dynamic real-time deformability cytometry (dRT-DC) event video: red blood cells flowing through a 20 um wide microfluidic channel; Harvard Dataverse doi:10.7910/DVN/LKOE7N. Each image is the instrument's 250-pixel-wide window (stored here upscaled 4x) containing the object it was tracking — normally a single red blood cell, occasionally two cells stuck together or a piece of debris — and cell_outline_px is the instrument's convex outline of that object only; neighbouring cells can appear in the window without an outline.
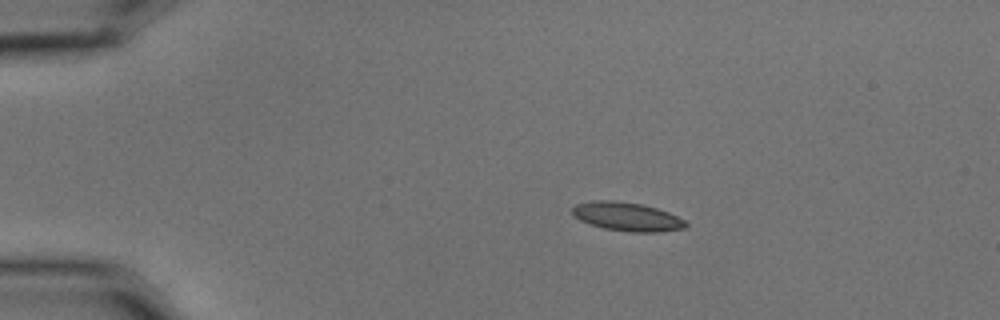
{"species": "common noctule bat (a hibernating species)", "species_latin": "Nyctalus noctula", "temperature_condition": "cold", "stored_images_in_passage": 4, "camera_frame_rate_fps": 3000, "um_per_image_px": 0.085, "animal": {"sex": "male", "body_mass_g": 15.6}, "frame": {"image": 1, "passage_image": 1, "time_ms": 0.0, "image_size_px": [1000, 320], "cell_outline_px": [[688, 224], [684, 228], [660, 232], [628, 232], [604, 228], [580, 220], [572, 216], [572, 208], [576, 204], [592, 200], [616, 200], [640, 204], [656, 208], [668, 212], [684, 220]], "centroid_in_image_um": [53.27, 18.41], "position_along_channel_um": 31.7, "area_um2": 18.96}}
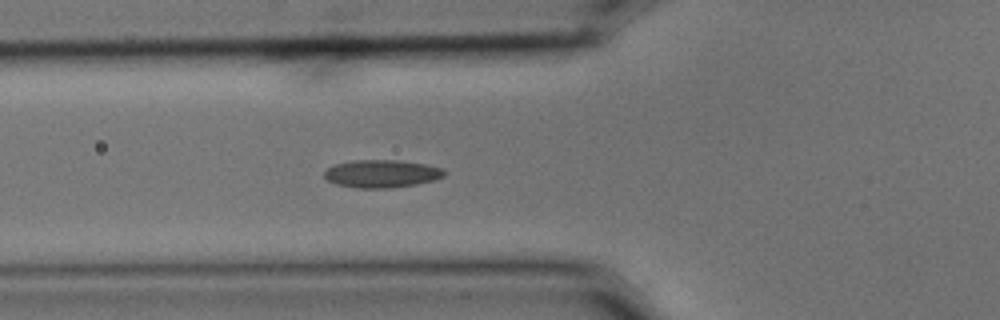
{"frame": {"image": 2, "passage_image": 4, "time_ms": 1.0, "image_size_px": [1000, 320], "cell_outline_px": [[444, 176], [436, 180], [416, 184], [392, 188], [356, 188], [336, 184], [328, 180], [324, 176], [324, 172], [332, 164], [352, 160], [396, 160], [428, 164], [444, 168]], "centroid_in_image_um": [32.45, 14.76], "position_along_channel_um": 93.4, "area_um2": 19.65}}